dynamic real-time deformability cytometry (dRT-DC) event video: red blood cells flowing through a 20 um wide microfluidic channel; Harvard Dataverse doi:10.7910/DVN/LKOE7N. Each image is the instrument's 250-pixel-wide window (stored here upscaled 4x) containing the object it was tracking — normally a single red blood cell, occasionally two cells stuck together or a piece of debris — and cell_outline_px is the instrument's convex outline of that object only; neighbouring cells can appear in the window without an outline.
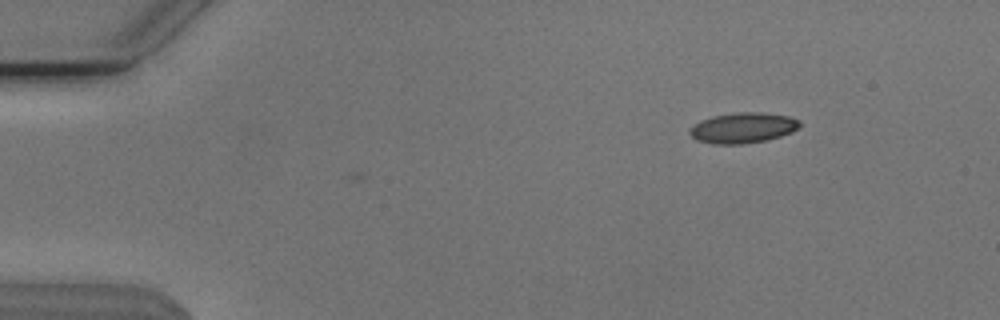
{"species": "Egyptian fruit bat (a non-hibernating species)", "species_latin": "Rousettus aegyptiacus", "temperature_condition": "cold", "stored_images_in_passage": 8, "camera_frame_rate_fps": 3000, "um_per_image_px": 0.085, "animal": {"sex": "male"}, "frame": {"image": 1, "passage_image": 1, "time_ms": 0.0, "image_size_px": [1000, 320], "cell_outline_px": [[800, 124], [792, 132], [780, 136], [764, 140], [744, 144], [712, 144], [696, 140], [688, 132], [688, 128], [700, 120], [712, 116], [736, 112], [756, 112], [788, 116], [800, 120]], "centroid_in_image_um": [63.09, 10.87], "position_along_channel_um": 21.9, "area_um2": 19.54}}